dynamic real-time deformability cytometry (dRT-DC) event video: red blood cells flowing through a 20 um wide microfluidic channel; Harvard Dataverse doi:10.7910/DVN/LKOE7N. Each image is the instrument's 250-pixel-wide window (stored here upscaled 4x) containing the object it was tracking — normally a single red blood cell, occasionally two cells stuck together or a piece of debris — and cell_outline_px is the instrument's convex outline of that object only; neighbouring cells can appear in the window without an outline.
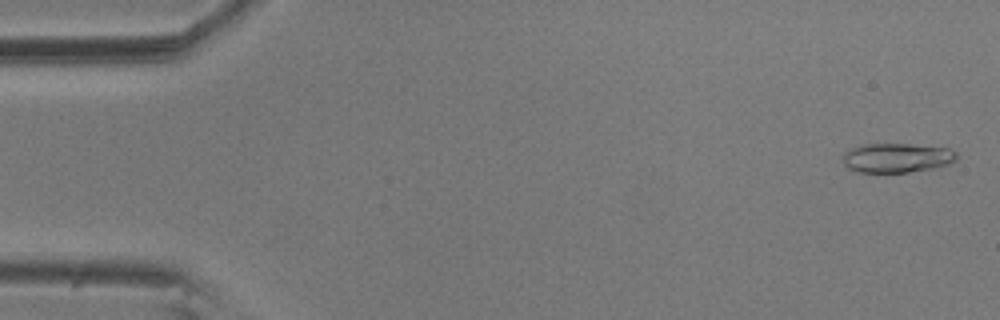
{"species": "common noctule bat (a hibernating species)", "species_latin": "Nyctalus noctula", "temperature_condition": "room temperature", "stored_images_in_passage": 5, "camera_frame_rate_fps": 3000, "um_per_image_px": 0.085, "animal": {"sex": "male", "body_mass_g": 20.5, "forearm_length_mm": 52.5}, "frame": {"image": 1, "passage_image": 1, "time_ms": 0.0, "image_size_px": [1000, 320], "cell_outline_px": [[956, 160], [948, 164], [932, 168], [908, 172], [856, 172], [848, 168], [844, 164], [844, 152], [852, 148], [864, 144], [912, 144], [948, 148], [956, 152]], "centroid_in_image_um": [76.22, 13.41], "position_along_channel_um": 8.8, "area_um2": 19.36}}
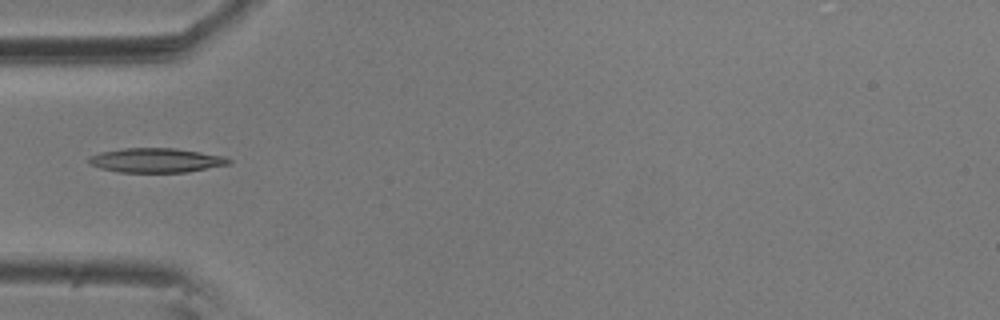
{"frame": {"image": 2, "passage_image": 5, "time_ms": 1.333, "image_size_px": [1000, 320], "cell_outline_px": [[232, 160], [228, 164], [188, 172], [116, 172], [100, 168], [88, 164], [88, 156], [100, 152], [124, 148], [176, 148], [224, 156]], "centroid_in_image_um": [13.22, 13.62], "position_along_channel_um": 71.8, "area_um2": 19.94}}